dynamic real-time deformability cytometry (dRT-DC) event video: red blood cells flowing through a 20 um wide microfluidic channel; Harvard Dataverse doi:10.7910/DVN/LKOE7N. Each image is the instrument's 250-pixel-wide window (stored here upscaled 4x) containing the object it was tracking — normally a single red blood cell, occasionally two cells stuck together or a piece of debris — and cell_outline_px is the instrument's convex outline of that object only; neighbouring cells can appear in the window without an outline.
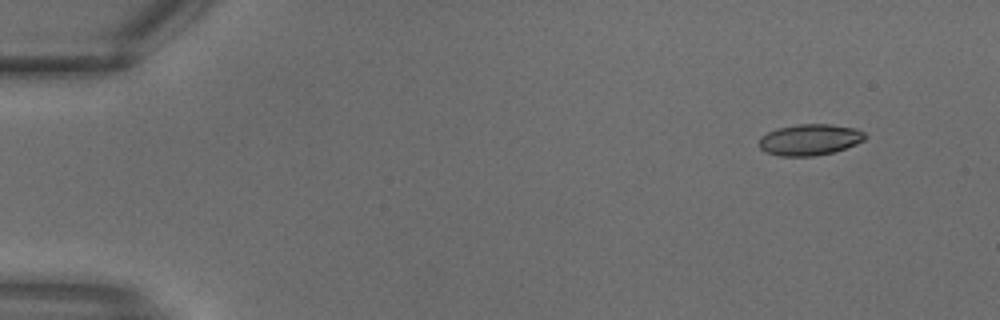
{"species": "common noctule bat (a hibernating species)", "species_latin": "Nyctalus noctula", "temperature_condition": "warm", "stored_images_in_passage": 28, "camera_frame_rate_fps": 3000, "um_per_image_px": 0.085, "animal": {"sex": "male", "body_mass_g": 18.8}, "frame": {"image": 1, "passage_image": 1, "time_ms": 0.0, "image_size_px": [1000, 320], "cell_outline_px": [[868, 136], [864, 140], [856, 144], [832, 152], [812, 156], [780, 156], [764, 152], [760, 148], [760, 136], [776, 128], [796, 124], [832, 124], [856, 128], [864, 132]], "centroid_in_image_um": [68.83, 11.86], "position_along_channel_um": 16.2, "area_um2": 19.36}}
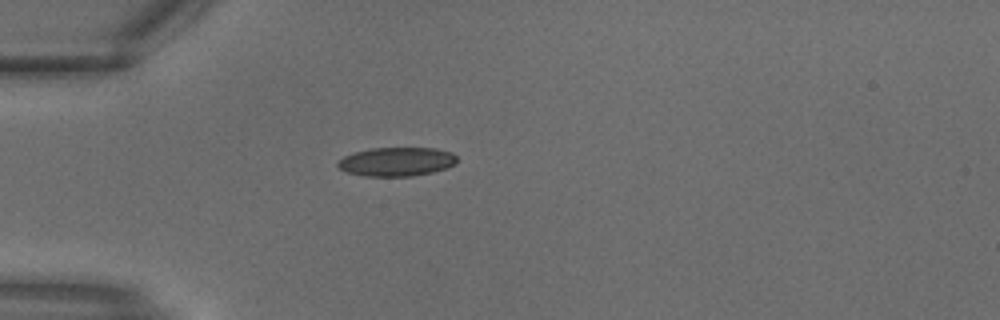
{"frame": {"image": 2, "passage_image": 7, "time_ms": 2.0, "image_size_px": [1000, 320], "cell_outline_px": [[456, 164], [448, 168], [432, 172], [412, 176], [364, 176], [348, 172], [340, 168], [336, 164], [344, 156], [356, 152], [372, 148], [436, 148], [452, 152], [456, 156]], "centroid_in_image_um": [33.75, 13.74], "position_along_channel_um": 51.2, "area_um2": 20.0}}
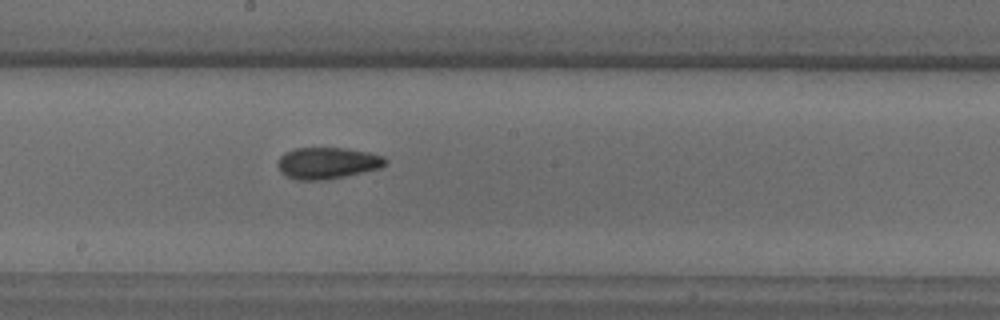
{"frame": {"image": 3, "passage_image": 15, "time_ms": 4.667, "image_size_px": [1000, 320], "cell_outline_px": [[388, 160], [380, 168], [344, 176], [324, 180], [296, 180], [280, 172], [276, 164], [280, 156], [284, 152], [296, 148], [344, 148], [368, 152], [384, 156]], "centroid_in_image_um": [27.79, 13.85], "position_along_channel_um": 220.4, "area_um2": 19.77}}